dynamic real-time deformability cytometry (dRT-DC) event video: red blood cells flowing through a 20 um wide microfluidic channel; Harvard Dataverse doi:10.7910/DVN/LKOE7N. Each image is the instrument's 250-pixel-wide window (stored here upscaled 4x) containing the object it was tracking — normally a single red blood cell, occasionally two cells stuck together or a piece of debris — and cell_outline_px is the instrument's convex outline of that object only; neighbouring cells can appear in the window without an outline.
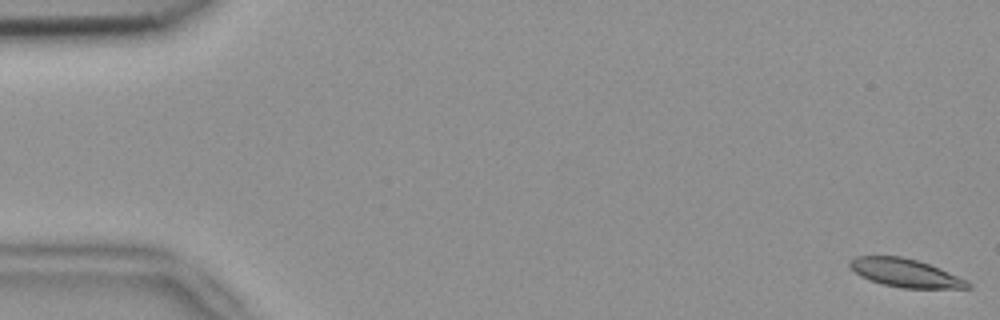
{"species": "common noctule bat (a hibernating species)", "species_latin": "Nyctalus noctula", "temperature_condition": "room temperature", "stored_images_in_passage": 54, "camera_frame_rate_fps": 3000, "um_per_image_px": 0.085, "animal": {"sex": "female", "body_mass_g": 18.4}, "frame": {"image": 1, "passage_image": 1, "time_ms": 0.0, "image_size_px": [1000, 320], "cell_outline_px": [[972, 288], [900, 288], [880, 284], [868, 280], [860, 276], [848, 264], [848, 260], [856, 256], [900, 256], [916, 260], [940, 268], [972, 284]], "centroid_in_image_um": [76.9, 23.2], "position_along_channel_um": 8.1, "area_um2": 19.36}}
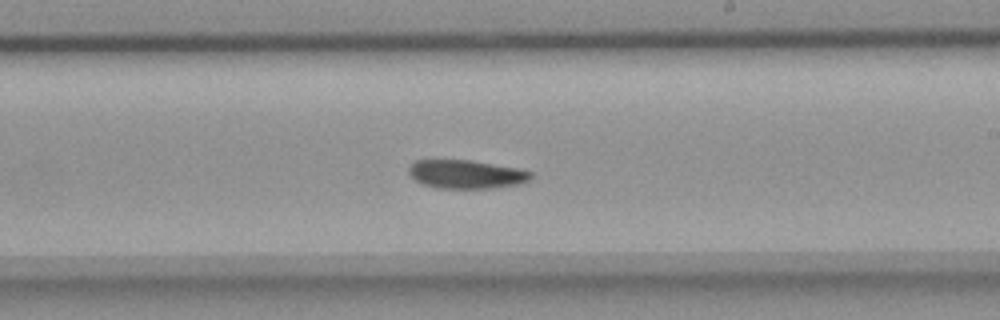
{"frame": {"image": 2, "passage_image": 32, "time_ms": 10.333, "image_size_px": [1000, 320], "cell_outline_px": [[532, 176], [528, 180], [520, 184], [496, 188], [436, 188], [424, 184], [416, 180], [408, 172], [408, 168], [416, 160], [472, 160], [520, 168], [532, 172]], "centroid_in_image_um": [39.67, 14.81], "position_along_channel_um": 249.3, "area_um2": 20.4}}
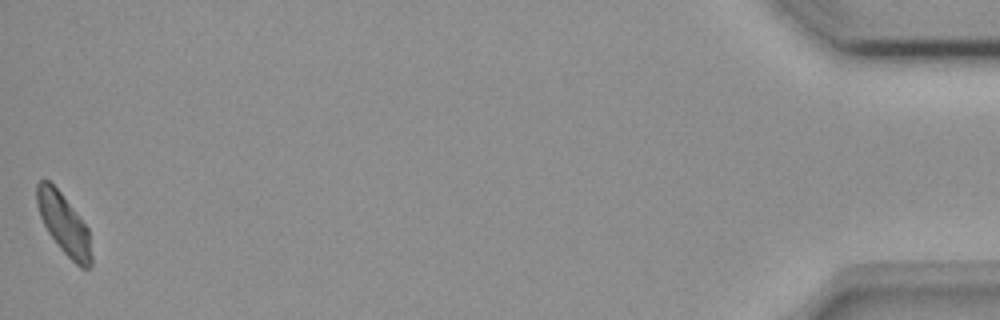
{"frame": {"image": 3, "passage_image": 54, "time_ms": 17.667, "image_size_px": [1000, 320], "cell_outline_px": [[92, 264], [88, 268], [80, 268], [60, 248], [48, 232], [40, 216], [36, 204], [36, 184], [40, 180], [48, 180], [60, 192], [88, 228], [92, 256]], "centroid_in_image_um": [5.42, 19.05], "position_along_channel_um": 429.8, "area_um2": 19.02}, "authors_computed_cell_mechanics": {"area_um2": 20.6057, "velocity_mm_per_s": 3.7577, "shape_relaxation_time_tau1_ms": 4.1006, "shape_relaxation_time_tau2_ms": null, "deformation_change_tau1": 0.1338, "deformation_change_tau2": null}}